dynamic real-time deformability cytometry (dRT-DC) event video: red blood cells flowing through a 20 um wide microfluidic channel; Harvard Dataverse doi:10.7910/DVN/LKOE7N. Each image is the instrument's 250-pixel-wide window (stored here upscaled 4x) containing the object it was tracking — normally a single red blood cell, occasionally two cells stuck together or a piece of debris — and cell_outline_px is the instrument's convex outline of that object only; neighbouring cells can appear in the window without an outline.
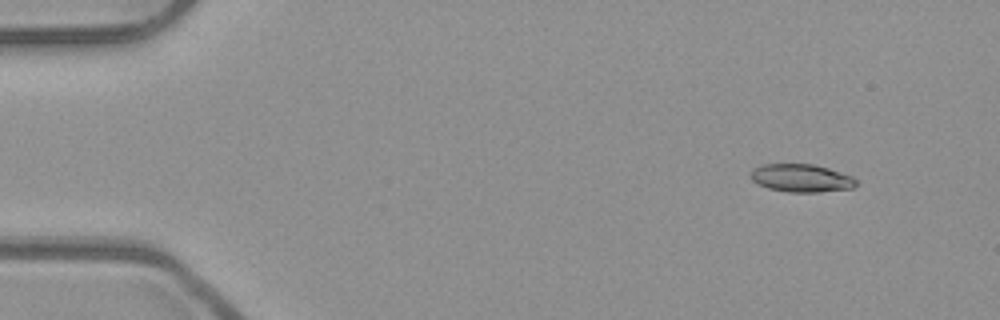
{"species": "common noctule bat (a hibernating species)", "species_latin": "Nyctalus noctula", "temperature_condition": "room temperature", "stored_images_in_passage": 53, "camera_frame_rate_fps": 3000, "um_per_image_px": 0.085, "animal": {"sex": "male", "body_mass_g": 23.1, "forearm_length_mm": 52.7}, "frame": {"image": 1, "passage_image": 5, "time_ms": 1.333, "image_size_px": [1000, 320], "cell_outline_px": [[856, 184], [852, 188], [820, 192], [788, 192], [768, 188], [752, 180], [752, 172], [756, 168], [764, 164], [812, 164], [828, 168], [852, 176], [856, 180]], "centroid_in_image_um": [68.14, 15.14], "position_along_channel_um": 16.9, "area_um2": 16.88}}
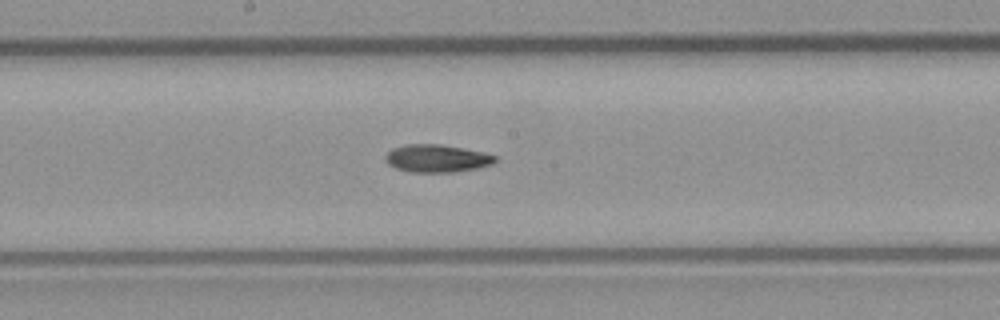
{"frame": {"image": 2, "passage_image": 28, "time_ms": 9.0, "image_size_px": [1000, 320], "cell_outline_px": [[496, 160], [492, 164], [476, 168], [456, 172], [408, 172], [396, 168], [388, 164], [384, 160], [384, 156], [392, 148], [408, 144], [440, 144], [484, 152], [496, 156]], "centroid_in_image_um": [37.1, 13.46], "position_along_channel_um": 211.1, "area_um2": 17.74}}
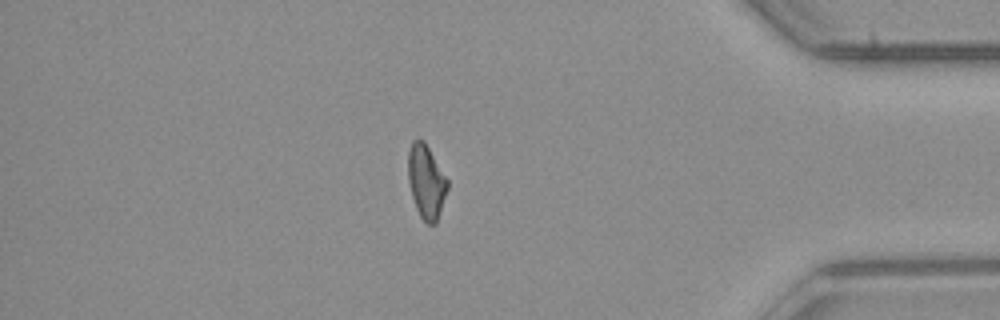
{"frame": {"image": 3, "passage_image": 45, "time_ms": 14.667, "image_size_px": [1000, 320], "cell_outline_px": [[448, 188], [436, 224], [428, 224], [420, 216], [416, 208], [412, 196], [408, 180], [408, 152], [412, 140], [424, 140], [448, 180]], "centroid_in_image_um": [36.22, 15.44], "position_along_channel_um": 399.0, "area_um2": 16.82}, "authors_computed_cell_mechanics": {"area_um2": 17.4556, "velocity_mm_per_s": 3.9522, "shape_relaxation_time_tau1_ms": 11.1303, "shape_relaxation_time_tau2_ms": null, "deformation_change_tau1": 0.2339, "deformation_change_tau2": null}}